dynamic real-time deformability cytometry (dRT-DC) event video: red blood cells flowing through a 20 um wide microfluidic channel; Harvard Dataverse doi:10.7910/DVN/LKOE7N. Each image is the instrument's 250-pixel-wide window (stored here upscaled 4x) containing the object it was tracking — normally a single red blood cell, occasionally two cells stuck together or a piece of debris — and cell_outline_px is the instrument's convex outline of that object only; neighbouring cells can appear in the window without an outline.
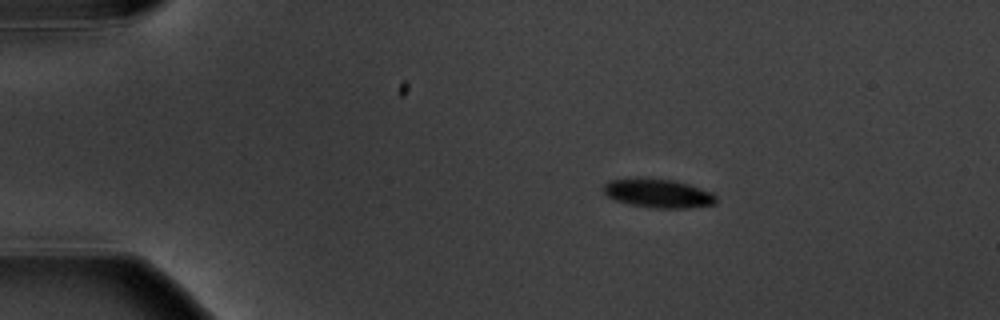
{"species": "common noctule bat (a hibernating species)", "species_latin": "Nyctalus noctula", "temperature_condition": "warm", "stored_images_in_passage": 5, "segment_of_instrument_passage": [1, 2], "camera_frame_rate_fps": 3000, "um_per_image_px": 0.085, "animal": {"sex": "male", "body_mass_g": 20.1, "forearm_length_mm": 53.5}, "frame": {"image": 1, "passage_image": 2, "time_ms": 1.0, "image_size_px": [1000, 320], "cell_outline_px": [[716, 204], [688, 208], [656, 208], [632, 204], [616, 200], [608, 196], [604, 192], [604, 184], [608, 180], [672, 180], [688, 184], [712, 192], [716, 196]], "centroid_in_image_um": [56.01, 16.47], "position_along_channel_um": 29.0, "area_um2": 18.15}}